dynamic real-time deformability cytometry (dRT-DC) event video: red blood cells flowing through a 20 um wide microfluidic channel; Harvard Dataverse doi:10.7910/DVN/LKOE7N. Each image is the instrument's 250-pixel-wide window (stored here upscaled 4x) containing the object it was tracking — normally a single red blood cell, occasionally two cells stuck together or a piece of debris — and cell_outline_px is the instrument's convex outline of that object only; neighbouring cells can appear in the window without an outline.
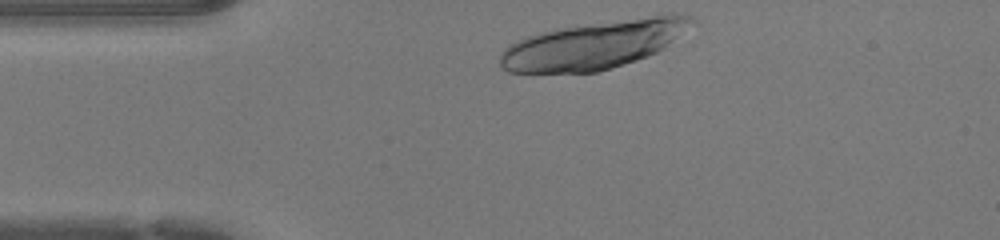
{"species": "human", "species_latin": "Homo sapiens", "temperature_condition": "warm", "stored_images_in_passage": 30, "camera_frame_rate_fps": 3000, "um_per_image_px": 0.085, "donor": {"sex": "female"}, "frame": {"image": 1, "passage_image": 1, "time_ms": 0.0, "image_size_px": [1000, 240], "cell_outline_px": [[696, 20], [672, 40], [656, 52], [648, 56], [636, 60], [596, 72], [508, 72], [500, 64], [500, 52], [508, 44], [516, 40], [528, 36], [560, 28], [656, 12], [676, 12], [692, 16]], "centroid_in_image_um": [50.52, 3.75], "position_along_channel_um": 34.5, "area_um2": 53.81}}
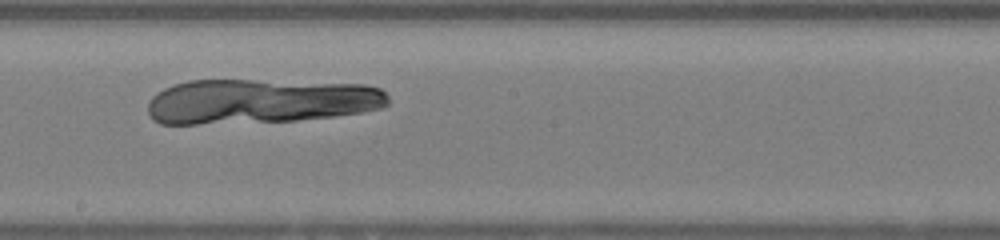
{"frame": {"image": 2, "passage_image": 17, "time_ms": 5.333, "image_size_px": [1000, 240], "cell_outline_px": [[388, 104], [384, 108], [336, 116], [296, 120], [196, 124], [160, 124], [152, 120], [148, 112], [148, 104], [152, 96], [164, 88], [172, 84], [188, 80], [252, 80], [364, 84], [380, 88], [388, 96]], "centroid_in_image_um": [22.1, 8.6], "position_along_channel_um": 226.1, "area_um2": 62.89}}
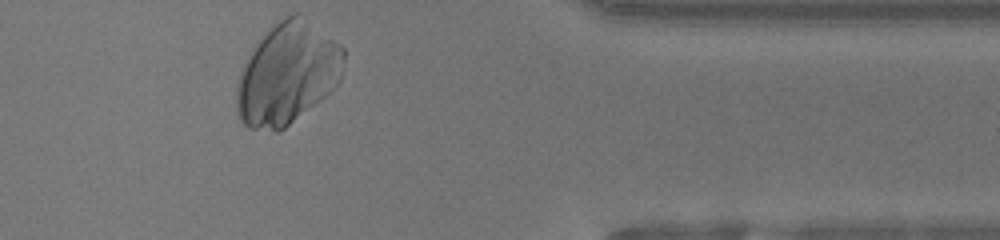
{"frame": {"image": 3, "passage_image": 30, "time_ms": 9.667, "image_size_px": [1000, 240], "cell_outline_px": [[344, 60], [340, 80], [320, 100], [280, 132], [276, 132], [248, 128], [240, 120], [236, 108], [236, 84], [240, 72], [252, 48], [260, 36], [264, 32], [284, 16], [292, 12], [296, 12], [340, 44], [344, 48]], "centroid_in_image_um": [24.39, 6.27], "position_along_channel_um": 387.0, "area_um2": 63.41}}